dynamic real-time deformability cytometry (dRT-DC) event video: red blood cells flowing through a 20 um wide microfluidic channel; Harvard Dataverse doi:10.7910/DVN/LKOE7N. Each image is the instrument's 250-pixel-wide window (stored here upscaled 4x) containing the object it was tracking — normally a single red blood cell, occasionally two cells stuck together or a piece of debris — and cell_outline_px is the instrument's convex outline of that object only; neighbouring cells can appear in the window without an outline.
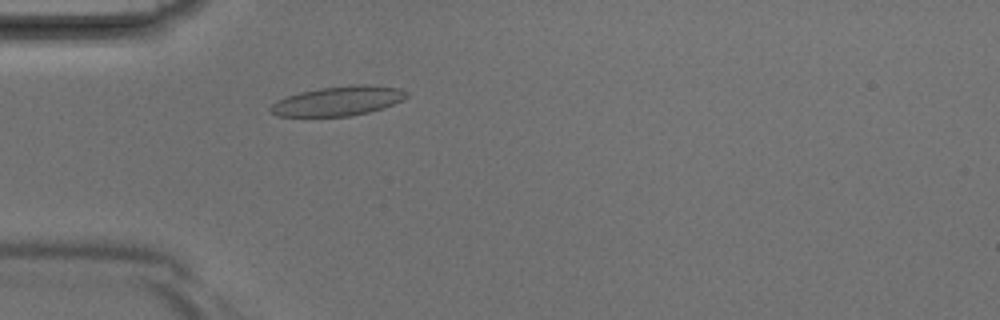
{"species": "Egyptian fruit bat (a non-hibernating species)", "species_latin": "Rousettus aegyptiacus", "temperature_condition": "room temperature", "stored_images_in_passage": 35, "camera_frame_rate_fps": 3000, "um_per_image_px": 0.085, "animal": {"sex": "male"}, "frame": {"image": 1, "passage_image": 6, "time_ms": 1.667, "image_size_px": [1000, 320], "cell_outline_px": [[408, 96], [404, 100], [368, 112], [352, 116], [276, 116], [268, 112], [268, 108], [276, 100], [300, 92], [320, 88], [360, 84], [364, 84], [400, 88], [408, 92]], "centroid_in_image_um": [28.71, 8.58], "position_along_channel_um": 56.3, "area_um2": 23.35}}
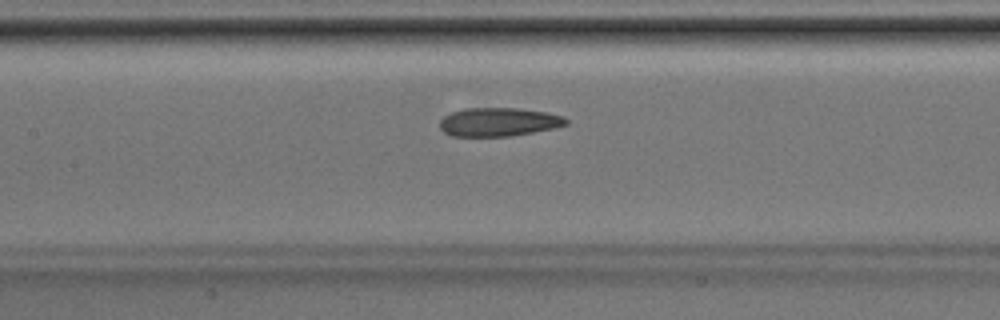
{"frame": {"image": 2, "passage_image": 13, "time_ms": 4.0, "image_size_px": [1000, 320], "cell_outline_px": [[568, 124], [552, 128], [532, 132], [508, 136], [452, 136], [444, 132], [440, 128], [440, 120], [444, 116], [452, 112], [464, 108], [520, 108], [548, 112], [564, 116], [568, 120]], "centroid_in_image_um": [42.39, 10.36], "position_along_channel_um": 165.0, "area_um2": 21.04}}
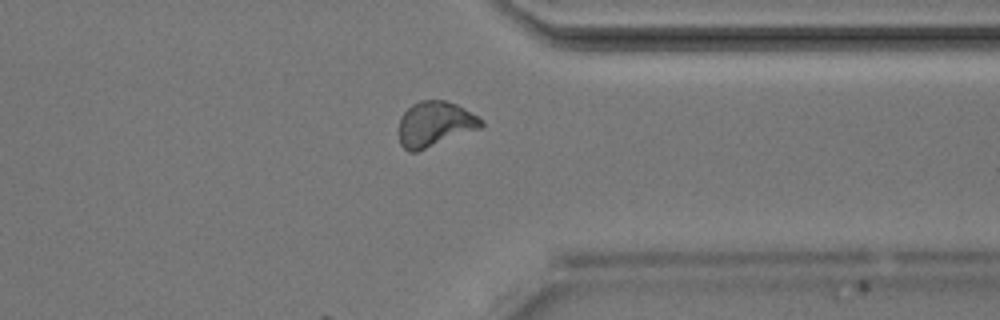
{"frame": {"image": 3, "passage_image": 26, "time_ms": 8.333, "image_size_px": [1000, 320], "cell_outline_px": [[484, 124], [480, 128], [416, 152], [408, 152], [400, 144], [400, 116], [412, 104], [420, 100], [444, 100], [456, 104], [464, 108], [484, 120]], "centroid_in_image_um": [36.96, 10.53], "position_along_channel_um": 374.4, "area_um2": 21.5}}